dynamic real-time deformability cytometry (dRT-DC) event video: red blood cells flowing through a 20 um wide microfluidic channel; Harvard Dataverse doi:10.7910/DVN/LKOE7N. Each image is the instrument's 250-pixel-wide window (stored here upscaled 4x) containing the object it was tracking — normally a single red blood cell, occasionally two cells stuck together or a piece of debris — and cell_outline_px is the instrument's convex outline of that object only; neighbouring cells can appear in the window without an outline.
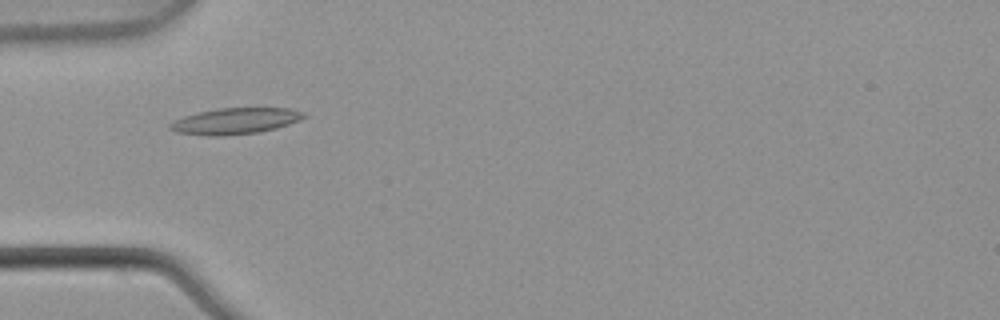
{"species": "common noctule bat (a hibernating species)", "species_latin": "Nyctalus noctula", "temperature_condition": "warm", "stored_images_in_passage": 4, "camera_frame_rate_fps": 3000, "um_per_image_px": 0.085, "animal": {"sex": "male", "body_mass_g": 21.5, "forearm_length_mm": 52.0}, "frame": {"image": 1, "passage_image": 3, "time_ms": 0.667, "image_size_px": [1000, 320], "cell_outline_px": [[308, 116], [300, 120], [276, 128], [260, 132], [220, 136], [212, 136], [176, 132], [168, 128], [168, 124], [184, 116], [196, 112], [216, 108], [288, 108], [304, 112]], "centroid_in_image_um": [20.0, 10.28], "position_along_channel_um": 65.0, "area_um2": 20.46}}
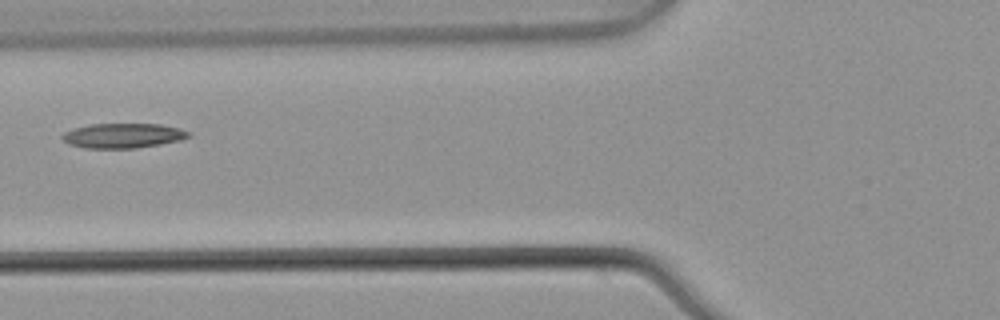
{"frame": {"image": 2, "passage_image": 4, "time_ms": 1.0, "image_size_px": [1000, 320], "cell_outline_px": [[192, 136], [184, 140], [136, 148], [84, 148], [68, 144], [60, 136], [64, 132], [72, 128], [92, 124], [160, 124], [180, 128], [192, 132]], "centroid_in_image_um": [10.5, 11.53], "position_along_channel_um": 115.3, "area_um2": 18.5}}